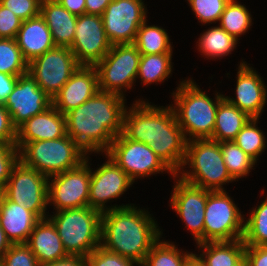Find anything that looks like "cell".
Wrapping results in <instances>:
<instances>
[{
    "label": "cell",
    "mask_w": 267,
    "mask_h": 266,
    "mask_svg": "<svg viewBox=\"0 0 267 266\" xmlns=\"http://www.w3.org/2000/svg\"><path fill=\"white\" fill-rule=\"evenodd\" d=\"M129 105L123 115L122 134L150 146L176 175L185 160L187 140L172 106L155 105L143 96Z\"/></svg>",
    "instance_id": "1"
},
{
    "label": "cell",
    "mask_w": 267,
    "mask_h": 266,
    "mask_svg": "<svg viewBox=\"0 0 267 266\" xmlns=\"http://www.w3.org/2000/svg\"><path fill=\"white\" fill-rule=\"evenodd\" d=\"M126 107L125 97L99 90L82 105L65 114L66 134L87 155L104 154L122 133Z\"/></svg>",
    "instance_id": "2"
},
{
    "label": "cell",
    "mask_w": 267,
    "mask_h": 266,
    "mask_svg": "<svg viewBox=\"0 0 267 266\" xmlns=\"http://www.w3.org/2000/svg\"><path fill=\"white\" fill-rule=\"evenodd\" d=\"M150 212L148 207L135 203L102 212L100 246L141 265L151 247L164 235Z\"/></svg>",
    "instance_id": "3"
},
{
    "label": "cell",
    "mask_w": 267,
    "mask_h": 266,
    "mask_svg": "<svg viewBox=\"0 0 267 266\" xmlns=\"http://www.w3.org/2000/svg\"><path fill=\"white\" fill-rule=\"evenodd\" d=\"M176 82L177 87L170 92L171 106L179 126L187 141L211 138L215 126L216 111L219 102L224 98L223 91H204L193 77H185ZM173 102V103H172Z\"/></svg>",
    "instance_id": "4"
},
{
    "label": "cell",
    "mask_w": 267,
    "mask_h": 266,
    "mask_svg": "<svg viewBox=\"0 0 267 266\" xmlns=\"http://www.w3.org/2000/svg\"><path fill=\"white\" fill-rule=\"evenodd\" d=\"M176 175L209 191H226L224 186L236 182L224 164L220 142L210 138L187 141L185 160Z\"/></svg>",
    "instance_id": "5"
},
{
    "label": "cell",
    "mask_w": 267,
    "mask_h": 266,
    "mask_svg": "<svg viewBox=\"0 0 267 266\" xmlns=\"http://www.w3.org/2000/svg\"><path fill=\"white\" fill-rule=\"evenodd\" d=\"M47 218L54 224L68 255L86 258L100 246L102 213L99 210L88 206L51 211Z\"/></svg>",
    "instance_id": "6"
},
{
    "label": "cell",
    "mask_w": 267,
    "mask_h": 266,
    "mask_svg": "<svg viewBox=\"0 0 267 266\" xmlns=\"http://www.w3.org/2000/svg\"><path fill=\"white\" fill-rule=\"evenodd\" d=\"M87 154L67 134L53 140L26 143L19 160L27 167L50 177L78 167Z\"/></svg>",
    "instance_id": "7"
},
{
    "label": "cell",
    "mask_w": 267,
    "mask_h": 266,
    "mask_svg": "<svg viewBox=\"0 0 267 266\" xmlns=\"http://www.w3.org/2000/svg\"><path fill=\"white\" fill-rule=\"evenodd\" d=\"M140 58L141 54L134 44L112 45L94 66L98 74L99 90L126 98V93L135 89Z\"/></svg>",
    "instance_id": "8"
},
{
    "label": "cell",
    "mask_w": 267,
    "mask_h": 266,
    "mask_svg": "<svg viewBox=\"0 0 267 266\" xmlns=\"http://www.w3.org/2000/svg\"><path fill=\"white\" fill-rule=\"evenodd\" d=\"M226 191H209L205 205L204 242L243 239L245 214Z\"/></svg>",
    "instance_id": "9"
},
{
    "label": "cell",
    "mask_w": 267,
    "mask_h": 266,
    "mask_svg": "<svg viewBox=\"0 0 267 266\" xmlns=\"http://www.w3.org/2000/svg\"><path fill=\"white\" fill-rule=\"evenodd\" d=\"M106 154L136 183L157 174H168L170 179L174 172L145 143L133 141L119 134L111 143Z\"/></svg>",
    "instance_id": "10"
},
{
    "label": "cell",
    "mask_w": 267,
    "mask_h": 266,
    "mask_svg": "<svg viewBox=\"0 0 267 266\" xmlns=\"http://www.w3.org/2000/svg\"><path fill=\"white\" fill-rule=\"evenodd\" d=\"M97 155H102L103 158L105 156V161L103 160L104 163H101V165L98 164L96 169L95 166L92 168L93 164L90 163L91 179L88 206L102 213L133 205V203L112 204V202L123 197L129 189H132L130 187L135 183L106 153Z\"/></svg>",
    "instance_id": "11"
},
{
    "label": "cell",
    "mask_w": 267,
    "mask_h": 266,
    "mask_svg": "<svg viewBox=\"0 0 267 266\" xmlns=\"http://www.w3.org/2000/svg\"><path fill=\"white\" fill-rule=\"evenodd\" d=\"M90 156L78 167L48 177V207L51 206L53 212L88 207Z\"/></svg>",
    "instance_id": "12"
},
{
    "label": "cell",
    "mask_w": 267,
    "mask_h": 266,
    "mask_svg": "<svg viewBox=\"0 0 267 266\" xmlns=\"http://www.w3.org/2000/svg\"><path fill=\"white\" fill-rule=\"evenodd\" d=\"M6 197L34 212L40 219L49 215L48 177L25 166L20 160L6 183Z\"/></svg>",
    "instance_id": "13"
},
{
    "label": "cell",
    "mask_w": 267,
    "mask_h": 266,
    "mask_svg": "<svg viewBox=\"0 0 267 266\" xmlns=\"http://www.w3.org/2000/svg\"><path fill=\"white\" fill-rule=\"evenodd\" d=\"M174 181L169 205L184 223V230H188L196 244L204 242V217L208 190L185 182L177 175Z\"/></svg>",
    "instance_id": "14"
},
{
    "label": "cell",
    "mask_w": 267,
    "mask_h": 266,
    "mask_svg": "<svg viewBox=\"0 0 267 266\" xmlns=\"http://www.w3.org/2000/svg\"><path fill=\"white\" fill-rule=\"evenodd\" d=\"M78 67L69 47L55 46L28 63V73L53 99Z\"/></svg>",
    "instance_id": "15"
},
{
    "label": "cell",
    "mask_w": 267,
    "mask_h": 266,
    "mask_svg": "<svg viewBox=\"0 0 267 266\" xmlns=\"http://www.w3.org/2000/svg\"><path fill=\"white\" fill-rule=\"evenodd\" d=\"M145 0H113L102 14L103 26L112 45L134 44L137 31L148 18Z\"/></svg>",
    "instance_id": "16"
},
{
    "label": "cell",
    "mask_w": 267,
    "mask_h": 266,
    "mask_svg": "<svg viewBox=\"0 0 267 266\" xmlns=\"http://www.w3.org/2000/svg\"><path fill=\"white\" fill-rule=\"evenodd\" d=\"M111 46L101 16L83 14L77 17L70 49L79 65L95 66L109 52Z\"/></svg>",
    "instance_id": "17"
},
{
    "label": "cell",
    "mask_w": 267,
    "mask_h": 266,
    "mask_svg": "<svg viewBox=\"0 0 267 266\" xmlns=\"http://www.w3.org/2000/svg\"><path fill=\"white\" fill-rule=\"evenodd\" d=\"M253 64L244 59L238 62L236 68V86L233 96L224 98L241 111L247 113L251 118H261L267 105V85L263 77L256 71Z\"/></svg>",
    "instance_id": "18"
},
{
    "label": "cell",
    "mask_w": 267,
    "mask_h": 266,
    "mask_svg": "<svg viewBox=\"0 0 267 266\" xmlns=\"http://www.w3.org/2000/svg\"><path fill=\"white\" fill-rule=\"evenodd\" d=\"M52 105L50 98L30 76H19L4 107L11 116L13 126L18 129L31 117L44 112Z\"/></svg>",
    "instance_id": "19"
},
{
    "label": "cell",
    "mask_w": 267,
    "mask_h": 266,
    "mask_svg": "<svg viewBox=\"0 0 267 266\" xmlns=\"http://www.w3.org/2000/svg\"><path fill=\"white\" fill-rule=\"evenodd\" d=\"M99 91L97 70L94 66L79 65L70 79L52 99V105L62 114L82 105Z\"/></svg>",
    "instance_id": "20"
},
{
    "label": "cell",
    "mask_w": 267,
    "mask_h": 266,
    "mask_svg": "<svg viewBox=\"0 0 267 266\" xmlns=\"http://www.w3.org/2000/svg\"><path fill=\"white\" fill-rule=\"evenodd\" d=\"M66 135V117L53 105L37 114L17 129L16 146L20 150L26 143L53 140Z\"/></svg>",
    "instance_id": "21"
},
{
    "label": "cell",
    "mask_w": 267,
    "mask_h": 266,
    "mask_svg": "<svg viewBox=\"0 0 267 266\" xmlns=\"http://www.w3.org/2000/svg\"><path fill=\"white\" fill-rule=\"evenodd\" d=\"M15 40L28 63L55 47L51 31L40 14L22 22Z\"/></svg>",
    "instance_id": "22"
},
{
    "label": "cell",
    "mask_w": 267,
    "mask_h": 266,
    "mask_svg": "<svg viewBox=\"0 0 267 266\" xmlns=\"http://www.w3.org/2000/svg\"><path fill=\"white\" fill-rule=\"evenodd\" d=\"M40 220L34 212L10 201L7 197L0 206V226L11 244L26 243Z\"/></svg>",
    "instance_id": "23"
},
{
    "label": "cell",
    "mask_w": 267,
    "mask_h": 266,
    "mask_svg": "<svg viewBox=\"0 0 267 266\" xmlns=\"http://www.w3.org/2000/svg\"><path fill=\"white\" fill-rule=\"evenodd\" d=\"M26 244L36 256L39 265L69 256L63 247L54 224L48 218L41 219L35 225Z\"/></svg>",
    "instance_id": "24"
},
{
    "label": "cell",
    "mask_w": 267,
    "mask_h": 266,
    "mask_svg": "<svg viewBox=\"0 0 267 266\" xmlns=\"http://www.w3.org/2000/svg\"><path fill=\"white\" fill-rule=\"evenodd\" d=\"M40 15L51 31L54 45L70 48L78 16L66 10L57 0H42Z\"/></svg>",
    "instance_id": "25"
},
{
    "label": "cell",
    "mask_w": 267,
    "mask_h": 266,
    "mask_svg": "<svg viewBox=\"0 0 267 266\" xmlns=\"http://www.w3.org/2000/svg\"><path fill=\"white\" fill-rule=\"evenodd\" d=\"M195 252L206 266H239L245 260L243 239L235 241L203 242L194 245Z\"/></svg>",
    "instance_id": "26"
},
{
    "label": "cell",
    "mask_w": 267,
    "mask_h": 266,
    "mask_svg": "<svg viewBox=\"0 0 267 266\" xmlns=\"http://www.w3.org/2000/svg\"><path fill=\"white\" fill-rule=\"evenodd\" d=\"M195 42L196 51L204 59L214 61H221L225 56L233 54L241 43L217 24L204 29Z\"/></svg>",
    "instance_id": "27"
},
{
    "label": "cell",
    "mask_w": 267,
    "mask_h": 266,
    "mask_svg": "<svg viewBox=\"0 0 267 266\" xmlns=\"http://www.w3.org/2000/svg\"><path fill=\"white\" fill-rule=\"evenodd\" d=\"M251 117L223 98L216 111L215 126L210 139L217 142L233 141Z\"/></svg>",
    "instance_id": "28"
},
{
    "label": "cell",
    "mask_w": 267,
    "mask_h": 266,
    "mask_svg": "<svg viewBox=\"0 0 267 266\" xmlns=\"http://www.w3.org/2000/svg\"><path fill=\"white\" fill-rule=\"evenodd\" d=\"M172 58L173 53L141 55L136 82L143 88L151 84L164 85L165 81L172 77L174 69Z\"/></svg>",
    "instance_id": "29"
},
{
    "label": "cell",
    "mask_w": 267,
    "mask_h": 266,
    "mask_svg": "<svg viewBox=\"0 0 267 266\" xmlns=\"http://www.w3.org/2000/svg\"><path fill=\"white\" fill-rule=\"evenodd\" d=\"M168 30L162 26L149 23L148 18L137 31L134 45L141 55L174 53Z\"/></svg>",
    "instance_id": "30"
},
{
    "label": "cell",
    "mask_w": 267,
    "mask_h": 266,
    "mask_svg": "<svg viewBox=\"0 0 267 266\" xmlns=\"http://www.w3.org/2000/svg\"><path fill=\"white\" fill-rule=\"evenodd\" d=\"M163 238V239H162ZM162 237L151 247L141 266H186L193 251L178 248V244Z\"/></svg>",
    "instance_id": "31"
},
{
    "label": "cell",
    "mask_w": 267,
    "mask_h": 266,
    "mask_svg": "<svg viewBox=\"0 0 267 266\" xmlns=\"http://www.w3.org/2000/svg\"><path fill=\"white\" fill-rule=\"evenodd\" d=\"M239 1L229 2L220 17L218 25L240 42L242 35L249 33L253 26L250 9ZM240 37V38H239Z\"/></svg>",
    "instance_id": "32"
},
{
    "label": "cell",
    "mask_w": 267,
    "mask_h": 266,
    "mask_svg": "<svg viewBox=\"0 0 267 266\" xmlns=\"http://www.w3.org/2000/svg\"><path fill=\"white\" fill-rule=\"evenodd\" d=\"M260 204L249 209L244 217L245 245L267 246V195Z\"/></svg>",
    "instance_id": "33"
},
{
    "label": "cell",
    "mask_w": 267,
    "mask_h": 266,
    "mask_svg": "<svg viewBox=\"0 0 267 266\" xmlns=\"http://www.w3.org/2000/svg\"><path fill=\"white\" fill-rule=\"evenodd\" d=\"M224 164L231 177L238 182L251 175L257 164L234 141L220 142Z\"/></svg>",
    "instance_id": "34"
},
{
    "label": "cell",
    "mask_w": 267,
    "mask_h": 266,
    "mask_svg": "<svg viewBox=\"0 0 267 266\" xmlns=\"http://www.w3.org/2000/svg\"><path fill=\"white\" fill-rule=\"evenodd\" d=\"M259 119L251 118L233 140L256 163L267 148L266 133L258 127Z\"/></svg>",
    "instance_id": "35"
},
{
    "label": "cell",
    "mask_w": 267,
    "mask_h": 266,
    "mask_svg": "<svg viewBox=\"0 0 267 266\" xmlns=\"http://www.w3.org/2000/svg\"><path fill=\"white\" fill-rule=\"evenodd\" d=\"M0 72L13 76L28 73V62L15 39L0 38Z\"/></svg>",
    "instance_id": "36"
},
{
    "label": "cell",
    "mask_w": 267,
    "mask_h": 266,
    "mask_svg": "<svg viewBox=\"0 0 267 266\" xmlns=\"http://www.w3.org/2000/svg\"><path fill=\"white\" fill-rule=\"evenodd\" d=\"M191 12L201 26H211L219 22L220 17L227 5L225 0H185Z\"/></svg>",
    "instance_id": "37"
},
{
    "label": "cell",
    "mask_w": 267,
    "mask_h": 266,
    "mask_svg": "<svg viewBox=\"0 0 267 266\" xmlns=\"http://www.w3.org/2000/svg\"><path fill=\"white\" fill-rule=\"evenodd\" d=\"M0 266H39V262L26 243H18L1 257Z\"/></svg>",
    "instance_id": "38"
},
{
    "label": "cell",
    "mask_w": 267,
    "mask_h": 266,
    "mask_svg": "<svg viewBox=\"0 0 267 266\" xmlns=\"http://www.w3.org/2000/svg\"><path fill=\"white\" fill-rule=\"evenodd\" d=\"M86 266H141L139 263L122 257L98 246L86 258Z\"/></svg>",
    "instance_id": "39"
},
{
    "label": "cell",
    "mask_w": 267,
    "mask_h": 266,
    "mask_svg": "<svg viewBox=\"0 0 267 266\" xmlns=\"http://www.w3.org/2000/svg\"><path fill=\"white\" fill-rule=\"evenodd\" d=\"M18 162L19 149L17 146L0 142V183H7L13 167Z\"/></svg>",
    "instance_id": "40"
},
{
    "label": "cell",
    "mask_w": 267,
    "mask_h": 266,
    "mask_svg": "<svg viewBox=\"0 0 267 266\" xmlns=\"http://www.w3.org/2000/svg\"><path fill=\"white\" fill-rule=\"evenodd\" d=\"M41 1L42 0H0V3L24 21L40 14Z\"/></svg>",
    "instance_id": "41"
},
{
    "label": "cell",
    "mask_w": 267,
    "mask_h": 266,
    "mask_svg": "<svg viewBox=\"0 0 267 266\" xmlns=\"http://www.w3.org/2000/svg\"><path fill=\"white\" fill-rule=\"evenodd\" d=\"M23 20L0 3V38L15 39Z\"/></svg>",
    "instance_id": "42"
},
{
    "label": "cell",
    "mask_w": 267,
    "mask_h": 266,
    "mask_svg": "<svg viewBox=\"0 0 267 266\" xmlns=\"http://www.w3.org/2000/svg\"><path fill=\"white\" fill-rule=\"evenodd\" d=\"M17 129L13 126L11 116L4 104H0V142L16 144Z\"/></svg>",
    "instance_id": "43"
},
{
    "label": "cell",
    "mask_w": 267,
    "mask_h": 266,
    "mask_svg": "<svg viewBox=\"0 0 267 266\" xmlns=\"http://www.w3.org/2000/svg\"><path fill=\"white\" fill-rule=\"evenodd\" d=\"M245 261L247 266H267V246L246 245Z\"/></svg>",
    "instance_id": "44"
},
{
    "label": "cell",
    "mask_w": 267,
    "mask_h": 266,
    "mask_svg": "<svg viewBox=\"0 0 267 266\" xmlns=\"http://www.w3.org/2000/svg\"><path fill=\"white\" fill-rule=\"evenodd\" d=\"M19 76L8 75L0 72V104H5L8 96L12 93Z\"/></svg>",
    "instance_id": "45"
},
{
    "label": "cell",
    "mask_w": 267,
    "mask_h": 266,
    "mask_svg": "<svg viewBox=\"0 0 267 266\" xmlns=\"http://www.w3.org/2000/svg\"><path fill=\"white\" fill-rule=\"evenodd\" d=\"M113 0H85L86 14L102 16L106 7Z\"/></svg>",
    "instance_id": "46"
},
{
    "label": "cell",
    "mask_w": 267,
    "mask_h": 266,
    "mask_svg": "<svg viewBox=\"0 0 267 266\" xmlns=\"http://www.w3.org/2000/svg\"><path fill=\"white\" fill-rule=\"evenodd\" d=\"M70 13L80 16L86 14L85 0H57Z\"/></svg>",
    "instance_id": "47"
},
{
    "label": "cell",
    "mask_w": 267,
    "mask_h": 266,
    "mask_svg": "<svg viewBox=\"0 0 267 266\" xmlns=\"http://www.w3.org/2000/svg\"><path fill=\"white\" fill-rule=\"evenodd\" d=\"M39 266H86V259L82 256H68L64 259Z\"/></svg>",
    "instance_id": "48"
},
{
    "label": "cell",
    "mask_w": 267,
    "mask_h": 266,
    "mask_svg": "<svg viewBox=\"0 0 267 266\" xmlns=\"http://www.w3.org/2000/svg\"><path fill=\"white\" fill-rule=\"evenodd\" d=\"M11 242L8 240L6 234L0 226V259L5 252L10 248Z\"/></svg>",
    "instance_id": "49"
},
{
    "label": "cell",
    "mask_w": 267,
    "mask_h": 266,
    "mask_svg": "<svg viewBox=\"0 0 267 266\" xmlns=\"http://www.w3.org/2000/svg\"><path fill=\"white\" fill-rule=\"evenodd\" d=\"M186 266H206L202 259L195 253L189 256Z\"/></svg>",
    "instance_id": "50"
},
{
    "label": "cell",
    "mask_w": 267,
    "mask_h": 266,
    "mask_svg": "<svg viewBox=\"0 0 267 266\" xmlns=\"http://www.w3.org/2000/svg\"><path fill=\"white\" fill-rule=\"evenodd\" d=\"M6 198V184L0 183V206L3 204Z\"/></svg>",
    "instance_id": "51"
},
{
    "label": "cell",
    "mask_w": 267,
    "mask_h": 266,
    "mask_svg": "<svg viewBox=\"0 0 267 266\" xmlns=\"http://www.w3.org/2000/svg\"><path fill=\"white\" fill-rule=\"evenodd\" d=\"M239 266H247L246 261L244 260Z\"/></svg>",
    "instance_id": "52"
},
{
    "label": "cell",
    "mask_w": 267,
    "mask_h": 266,
    "mask_svg": "<svg viewBox=\"0 0 267 266\" xmlns=\"http://www.w3.org/2000/svg\"><path fill=\"white\" fill-rule=\"evenodd\" d=\"M225 1H227L229 3V2H236V1H239V0H225Z\"/></svg>",
    "instance_id": "53"
}]
</instances>
